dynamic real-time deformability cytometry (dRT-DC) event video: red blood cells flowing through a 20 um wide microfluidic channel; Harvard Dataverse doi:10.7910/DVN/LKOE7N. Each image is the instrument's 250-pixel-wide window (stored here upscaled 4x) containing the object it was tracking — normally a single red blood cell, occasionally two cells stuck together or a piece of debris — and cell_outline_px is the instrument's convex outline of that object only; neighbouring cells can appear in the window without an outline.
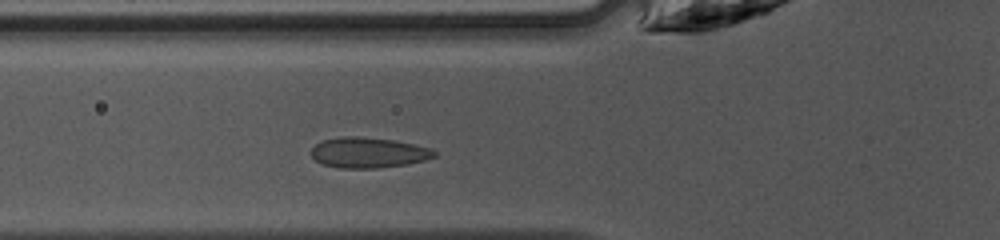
{"species": "common noctule bat (a hibernating species)", "species_latin": "Nyctalus noctula", "temperature_condition": "warm", "stored_images_in_passage": 25, "camera_frame_rate_fps": 3000, "um_per_image_px": 0.085, "animal": {"sex": "female", "body_mass_g": 10.0, "forearm_length_mm": 53.1}, "frame": {"image": 1, "passage_image": 3, "time_ms": 0.667, "image_size_px": [1000, 240], "cell_outline_px": [[436, 156], [424, 160], [408, 164], [376, 168], [340, 168], [324, 164], [316, 160], [312, 156], [312, 148], [316, 144], [324, 140], [340, 136], [356, 136], [396, 140], [432, 148], [436, 152]], "centroid_in_image_um": [31.34, 12.96], "position_along_channel_um": 94.5, "area_um2": 21.85}}
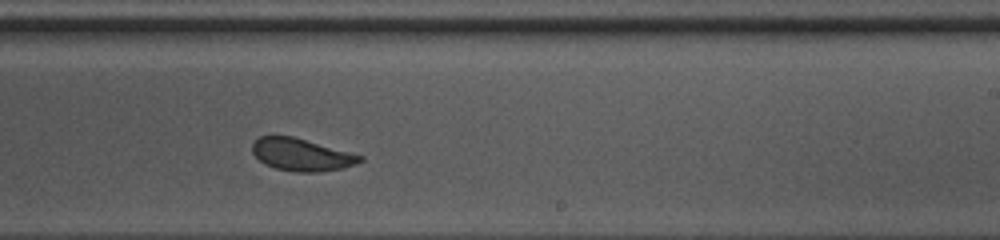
{"frame": {"image": 2, "passage_image": 15, "time_ms": 4.667, "image_size_px": [1000, 240], "cell_outline_px": [[364, 160], [356, 164], [344, 168], [320, 172], [296, 172], [276, 168], [264, 164], [252, 152], [252, 144], [260, 136], [292, 136], [364, 156]], "centroid_in_image_um": [25.65, 13.16], "position_along_channel_um": 263.4, "area_um2": 20.23}}
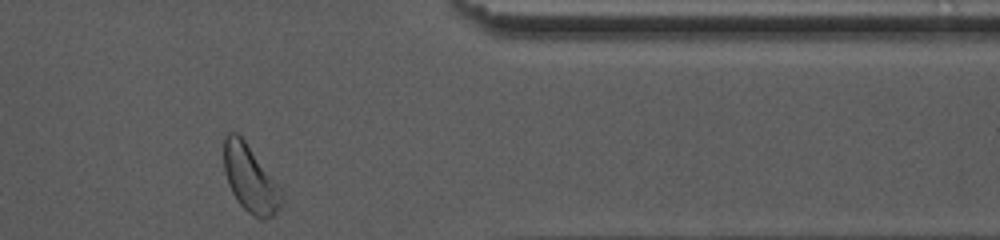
{"frame": {"image": 3, "passage_image": 25, "time_ms": 8.0, "image_size_px": [1000, 240], "cell_outline_px": [[284, 196], [276, 212], [272, 216], [260, 220], [252, 216], [236, 200], [228, 184], [224, 172], [224, 136], [228, 132], [236, 132], [244, 140], [280, 188]], "centroid_in_image_um": [21.24, 15.21], "position_along_channel_um": 390.2, "area_um2": 22.2}, "authors_computed_cell_mechanics": {"area_um2": 21.0392, "velocity_mm_per_s": 4.2153, "shape_relaxation_time_tau1_ms": 2.8111, "shape_relaxation_time_tau2_ms": null, "deformation_change_tau1": 0.096, "deformation_change_tau2": null}}